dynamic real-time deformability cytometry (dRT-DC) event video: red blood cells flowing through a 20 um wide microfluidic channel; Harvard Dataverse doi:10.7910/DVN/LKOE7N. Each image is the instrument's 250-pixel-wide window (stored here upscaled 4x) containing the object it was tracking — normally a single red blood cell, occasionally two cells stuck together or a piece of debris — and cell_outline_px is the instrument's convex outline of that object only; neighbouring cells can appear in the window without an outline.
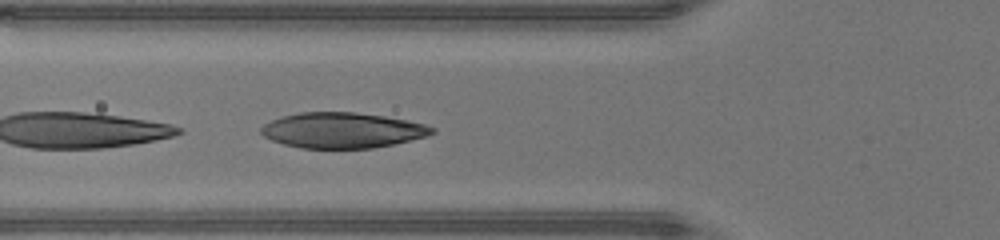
{"species": "human", "species_latin": "Homo sapiens", "temperature_condition": "warm", "stored_images_in_passage": 14, "camera_frame_rate_fps": 3000, "um_per_image_px": 0.085, "donor": {"sex": "male"}, "frame": {"image": 1, "passage_image": 7, "time_ms": 2.0, "image_size_px": [1000, 240], "cell_outline_px": [[436, 132], [428, 136], [392, 144], [372, 148], [300, 148], [284, 144], [272, 140], [264, 136], [260, 132], [260, 128], [264, 124], [272, 120], [284, 116], [300, 112], [356, 112], [384, 116], [408, 120], [424, 124], [436, 128]], "centroid_in_image_um": [29.12, 11.07], "position_along_channel_um": 96.7, "area_um2": 35.32}}